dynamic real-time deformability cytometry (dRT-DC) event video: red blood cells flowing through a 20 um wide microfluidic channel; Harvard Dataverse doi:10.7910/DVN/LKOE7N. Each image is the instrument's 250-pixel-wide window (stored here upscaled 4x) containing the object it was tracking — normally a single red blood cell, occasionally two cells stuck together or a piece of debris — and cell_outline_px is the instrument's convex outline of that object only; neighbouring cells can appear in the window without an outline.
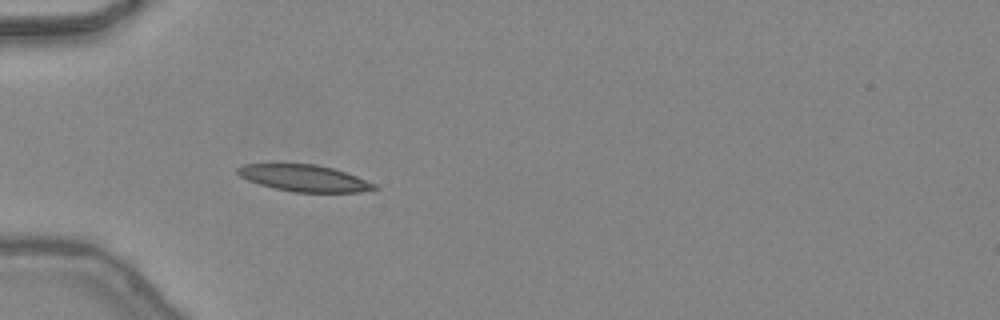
{"species": "common noctule bat (a hibernating species)", "species_latin": "Nyctalus noctula", "temperature_condition": "warm", "stored_images_in_passage": 49, "camera_frame_rate_fps": 3000, "um_per_image_px": 0.085, "animal": {"sex": "female", "body_mass_g": 24.6, "forearm_length_mm": 56.2}, "frame": {"image": 1, "passage_image": 17, "time_ms": 5.333, "image_size_px": [1000, 320], "cell_outline_px": [[380, 188], [360, 192], [292, 192], [260, 184], [248, 180], [240, 176], [236, 172], [236, 168], [244, 164], [316, 164], [332, 168], [356, 176], [376, 184]], "centroid_in_image_um": [25.86, 15.14], "position_along_channel_um": 59.1, "area_um2": 21.04}}
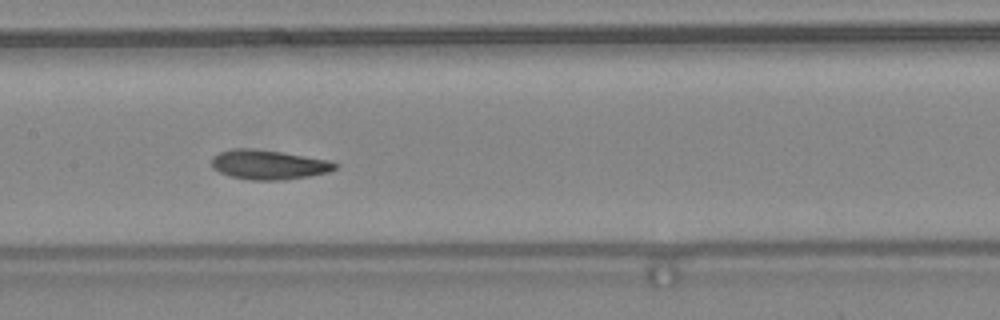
{"frame": {"image": 2, "passage_image": 26, "time_ms": 8.333, "image_size_px": [1000, 320], "cell_outline_px": [[336, 168], [328, 172], [308, 176], [284, 180], [252, 180], [228, 176], [212, 168], [212, 156], [220, 152], [232, 148], [252, 148], [280, 152], [328, 160], [336, 164]], "centroid_in_image_um": [22.77, 14.0], "position_along_channel_um": 184.6, "area_um2": 21.1}}
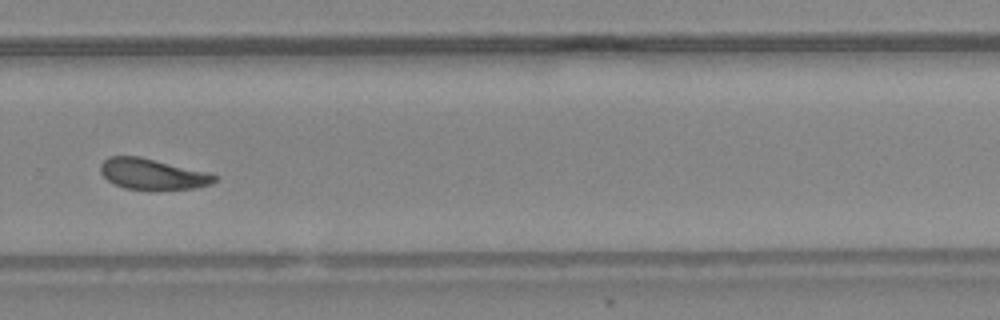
{"frame": {"image": 3, "passage_image": 35, "time_ms": 11.333, "image_size_px": [1000, 320], "cell_outline_px": [[216, 180], [212, 184], [196, 188], [152, 192], [124, 188], [112, 184], [100, 172], [100, 164], [108, 156], [140, 156], [208, 172], [216, 176]], "centroid_in_image_um": [12.95, 14.83], "position_along_channel_um": 316.8, "area_um2": 21.21}, "authors_computed_cell_mechanics": {"area_um2": 20.8658, "velocity_mm_per_s": 4.438, "shape_relaxation_time_tau1_ms": 9.5667, "shape_relaxation_time_tau2_ms": 2.9275, "deformation_change_tau1": 0.2312, "deformation_change_tau2": 0.1077}}